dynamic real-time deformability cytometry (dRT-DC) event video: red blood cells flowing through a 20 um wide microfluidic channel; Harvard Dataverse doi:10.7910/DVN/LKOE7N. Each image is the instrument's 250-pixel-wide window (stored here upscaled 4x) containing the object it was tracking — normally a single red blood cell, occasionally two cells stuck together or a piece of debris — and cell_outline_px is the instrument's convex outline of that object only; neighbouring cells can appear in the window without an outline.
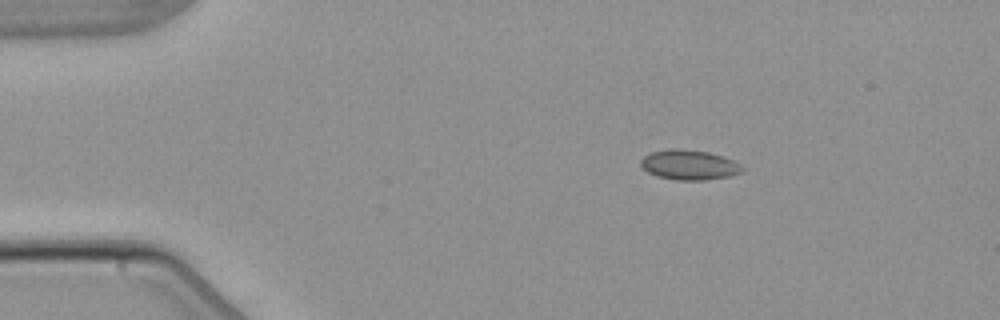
{"species": "common noctule bat (a hibernating species)", "species_latin": "Nyctalus noctula", "temperature_condition": "warm", "stored_images_in_passage": 4, "camera_frame_rate_fps": 3000, "um_per_image_px": 0.085, "animal": {"sex": "male", "body_mass_g": 21.5, "forearm_length_mm": 52.0}, "frame": {"image": 1, "passage_image": 1, "time_ms": 0.0, "image_size_px": [1000, 320], "cell_outline_px": [[744, 172], [728, 176], [704, 180], [676, 180], [656, 176], [648, 172], [640, 164], [640, 160], [644, 156], [652, 152], [672, 148], [676, 148], [708, 152], [732, 160], [740, 164], [744, 168]], "centroid_in_image_um": [58.57, 14.02], "position_along_channel_um": 26.4, "area_um2": 17.57}}
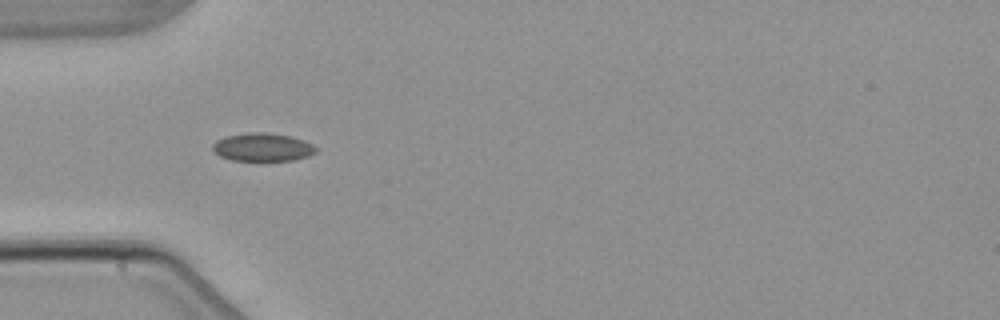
{"frame": {"image": 2, "passage_image": 3, "time_ms": 2.667, "image_size_px": [1000, 320], "cell_outline_px": [[316, 152], [308, 156], [292, 160], [232, 160], [220, 156], [212, 148], [212, 144], [216, 140], [224, 136], [248, 132], [268, 132], [292, 136], [304, 140], [312, 144], [316, 148]], "centroid_in_image_um": [22.31, 12.49], "position_along_channel_um": 62.7, "area_um2": 16.99}}
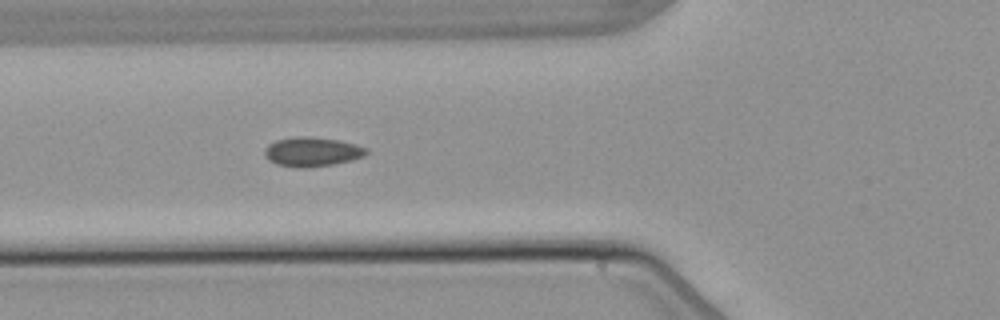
{"frame": {"image": 3, "passage_image": 4, "time_ms": 3.667, "image_size_px": [1000, 320], "cell_outline_px": [[368, 152], [364, 156], [352, 160], [332, 164], [304, 168], [296, 168], [276, 164], [268, 160], [264, 156], [264, 148], [268, 144], [276, 140], [296, 136], [308, 136], [340, 140], [356, 144], [368, 148]], "centroid_in_image_um": [26.51, 12.9], "position_along_channel_um": 99.3, "area_um2": 17.63}}